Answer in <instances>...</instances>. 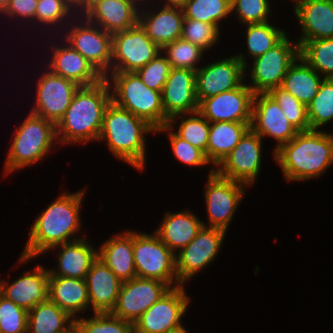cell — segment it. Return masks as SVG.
Wrapping results in <instances>:
<instances>
[{
	"mask_svg": "<svg viewBox=\"0 0 333 333\" xmlns=\"http://www.w3.org/2000/svg\"><path fill=\"white\" fill-rule=\"evenodd\" d=\"M5 157L4 176L38 164L58 143L56 124L29 111L16 127Z\"/></svg>",
	"mask_w": 333,
	"mask_h": 333,
	"instance_id": "5b68a950",
	"label": "cell"
},
{
	"mask_svg": "<svg viewBox=\"0 0 333 333\" xmlns=\"http://www.w3.org/2000/svg\"><path fill=\"white\" fill-rule=\"evenodd\" d=\"M34 267L12 282L3 281L2 296L28 312L49 300V270L41 264Z\"/></svg>",
	"mask_w": 333,
	"mask_h": 333,
	"instance_id": "cb8c5ba5",
	"label": "cell"
},
{
	"mask_svg": "<svg viewBox=\"0 0 333 333\" xmlns=\"http://www.w3.org/2000/svg\"><path fill=\"white\" fill-rule=\"evenodd\" d=\"M78 13L79 10L68 0H38L33 29L36 26V28H41L40 35L46 30L49 35L51 30L52 36L55 37L59 35V32L61 33V31H63L65 26H67L71 22V19Z\"/></svg>",
	"mask_w": 333,
	"mask_h": 333,
	"instance_id": "836d02e7",
	"label": "cell"
},
{
	"mask_svg": "<svg viewBox=\"0 0 333 333\" xmlns=\"http://www.w3.org/2000/svg\"><path fill=\"white\" fill-rule=\"evenodd\" d=\"M57 248L56 268H49V276H61L85 279L90 266L97 258V247L90 244L85 237L50 248L54 252Z\"/></svg>",
	"mask_w": 333,
	"mask_h": 333,
	"instance_id": "4316f807",
	"label": "cell"
},
{
	"mask_svg": "<svg viewBox=\"0 0 333 333\" xmlns=\"http://www.w3.org/2000/svg\"><path fill=\"white\" fill-rule=\"evenodd\" d=\"M152 4L154 3L150 4L148 0L142 1L138 24L150 39L162 49L166 44L181 38L184 12L181 5L161 4L160 6L158 4L155 10V6Z\"/></svg>",
	"mask_w": 333,
	"mask_h": 333,
	"instance_id": "ffe728a7",
	"label": "cell"
},
{
	"mask_svg": "<svg viewBox=\"0 0 333 333\" xmlns=\"http://www.w3.org/2000/svg\"><path fill=\"white\" fill-rule=\"evenodd\" d=\"M299 55L323 78H333V38L308 40Z\"/></svg>",
	"mask_w": 333,
	"mask_h": 333,
	"instance_id": "74e56055",
	"label": "cell"
},
{
	"mask_svg": "<svg viewBox=\"0 0 333 333\" xmlns=\"http://www.w3.org/2000/svg\"><path fill=\"white\" fill-rule=\"evenodd\" d=\"M86 187L74 193L63 191L33 221L28 241L16 265L25 264L59 244L83 238L81 231V206ZM18 263V264H17Z\"/></svg>",
	"mask_w": 333,
	"mask_h": 333,
	"instance_id": "6da1fadb",
	"label": "cell"
},
{
	"mask_svg": "<svg viewBox=\"0 0 333 333\" xmlns=\"http://www.w3.org/2000/svg\"><path fill=\"white\" fill-rule=\"evenodd\" d=\"M323 77L315 71L300 55L289 66L281 88L291 93L306 106L318 93Z\"/></svg>",
	"mask_w": 333,
	"mask_h": 333,
	"instance_id": "1f68e13d",
	"label": "cell"
},
{
	"mask_svg": "<svg viewBox=\"0 0 333 333\" xmlns=\"http://www.w3.org/2000/svg\"><path fill=\"white\" fill-rule=\"evenodd\" d=\"M298 56V42L291 40L287 34L272 49L251 60L253 65L244 66L245 79L247 74L250 77L247 85L255 94L267 93L272 88L281 87L289 66Z\"/></svg>",
	"mask_w": 333,
	"mask_h": 333,
	"instance_id": "9c48e42d",
	"label": "cell"
},
{
	"mask_svg": "<svg viewBox=\"0 0 333 333\" xmlns=\"http://www.w3.org/2000/svg\"><path fill=\"white\" fill-rule=\"evenodd\" d=\"M177 120L180 121L178 127H176ZM168 126L173 129L180 138L186 140L206 154L210 122L198 111L175 115L169 119ZM175 129H177V131Z\"/></svg>",
	"mask_w": 333,
	"mask_h": 333,
	"instance_id": "d590c367",
	"label": "cell"
},
{
	"mask_svg": "<svg viewBox=\"0 0 333 333\" xmlns=\"http://www.w3.org/2000/svg\"><path fill=\"white\" fill-rule=\"evenodd\" d=\"M3 281L4 279H0V297L2 296V292H3Z\"/></svg>",
	"mask_w": 333,
	"mask_h": 333,
	"instance_id": "f5cc1de1",
	"label": "cell"
},
{
	"mask_svg": "<svg viewBox=\"0 0 333 333\" xmlns=\"http://www.w3.org/2000/svg\"><path fill=\"white\" fill-rule=\"evenodd\" d=\"M175 333H189V331H188V329H184V330H182V331H178V332H175Z\"/></svg>",
	"mask_w": 333,
	"mask_h": 333,
	"instance_id": "db71d44e",
	"label": "cell"
},
{
	"mask_svg": "<svg viewBox=\"0 0 333 333\" xmlns=\"http://www.w3.org/2000/svg\"><path fill=\"white\" fill-rule=\"evenodd\" d=\"M141 3V0H87L79 12L90 22L113 34L138 24Z\"/></svg>",
	"mask_w": 333,
	"mask_h": 333,
	"instance_id": "7402d4cb",
	"label": "cell"
},
{
	"mask_svg": "<svg viewBox=\"0 0 333 333\" xmlns=\"http://www.w3.org/2000/svg\"><path fill=\"white\" fill-rule=\"evenodd\" d=\"M170 69L166 56L161 52L136 73L147 87L162 92Z\"/></svg>",
	"mask_w": 333,
	"mask_h": 333,
	"instance_id": "7dc6e473",
	"label": "cell"
},
{
	"mask_svg": "<svg viewBox=\"0 0 333 333\" xmlns=\"http://www.w3.org/2000/svg\"><path fill=\"white\" fill-rule=\"evenodd\" d=\"M57 38L58 40H54L55 45L52 39L51 45L48 44L49 46L45 47L48 48L47 51L49 50L51 54L46 59L48 63H43V67L48 68L56 75L76 82L79 86H92L104 79L86 58L67 42H62L59 39L60 35H57Z\"/></svg>",
	"mask_w": 333,
	"mask_h": 333,
	"instance_id": "44dd1931",
	"label": "cell"
},
{
	"mask_svg": "<svg viewBox=\"0 0 333 333\" xmlns=\"http://www.w3.org/2000/svg\"><path fill=\"white\" fill-rule=\"evenodd\" d=\"M49 300L74 319L91 310L85 279L49 276Z\"/></svg>",
	"mask_w": 333,
	"mask_h": 333,
	"instance_id": "f546056e",
	"label": "cell"
},
{
	"mask_svg": "<svg viewBox=\"0 0 333 333\" xmlns=\"http://www.w3.org/2000/svg\"><path fill=\"white\" fill-rule=\"evenodd\" d=\"M111 101L145 120L155 130L168 125L162 105V92L147 87L136 72H112L105 78Z\"/></svg>",
	"mask_w": 333,
	"mask_h": 333,
	"instance_id": "8992f818",
	"label": "cell"
},
{
	"mask_svg": "<svg viewBox=\"0 0 333 333\" xmlns=\"http://www.w3.org/2000/svg\"><path fill=\"white\" fill-rule=\"evenodd\" d=\"M97 257L122 281H129L136 275L133 257V230H124L111 235L97 248Z\"/></svg>",
	"mask_w": 333,
	"mask_h": 333,
	"instance_id": "f1b7e54d",
	"label": "cell"
},
{
	"mask_svg": "<svg viewBox=\"0 0 333 333\" xmlns=\"http://www.w3.org/2000/svg\"><path fill=\"white\" fill-rule=\"evenodd\" d=\"M310 129L322 130L333 121V78H324L318 93L307 105Z\"/></svg>",
	"mask_w": 333,
	"mask_h": 333,
	"instance_id": "f35d334b",
	"label": "cell"
},
{
	"mask_svg": "<svg viewBox=\"0 0 333 333\" xmlns=\"http://www.w3.org/2000/svg\"><path fill=\"white\" fill-rule=\"evenodd\" d=\"M38 0H10L6 9L1 13L2 17L5 19L9 18L13 23L19 22H32L26 23L31 28H33V22L35 23V11L37 7ZM13 18V19H12ZM17 19V20H16ZM16 20V21H15ZM28 24V25H27Z\"/></svg>",
	"mask_w": 333,
	"mask_h": 333,
	"instance_id": "c3c4849f",
	"label": "cell"
},
{
	"mask_svg": "<svg viewBox=\"0 0 333 333\" xmlns=\"http://www.w3.org/2000/svg\"><path fill=\"white\" fill-rule=\"evenodd\" d=\"M10 0H0V14L6 9Z\"/></svg>",
	"mask_w": 333,
	"mask_h": 333,
	"instance_id": "816d5d0a",
	"label": "cell"
},
{
	"mask_svg": "<svg viewBox=\"0 0 333 333\" xmlns=\"http://www.w3.org/2000/svg\"><path fill=\"white\" fill-rule=\"evenodd\" d=\"M185 285L170 288L134 323L135 333H175L185 329L183 317L190 304Z\"/></svg>",
	"mask_w": 333,
	"mask_h": 333,
	"instance_id": "8fae6325",
	"label": "cell"
},
{
	"mask_svg": "<svg viewBox=\"0 0 333 333\" xmlns=\"http://www.w3.org/2000/svg\"><path fill=\"white\" fill-rule=\"evenodd\" d=\"M28 311L14 304L11 300L0 297L1 333H27Z\"/></svg>",
	"mask_w": 333,
	"mask_h": 333,
	"instance_id": "bcb514c9",
	"label": "cell"
},
{
	"mask_svg": "<svg viewBox=\"0 0 333 333\" xmlns=\"http://www.w3.org/2000/svg\"><path fill=\"white\" fill-rule=\"evenodd\" d=\"M85 280L92 313L111 312L123 282L98 257L91 264Z\"/></svg>",
	"mask_w": 333,
	"mask_h": 333,
	"instance_id": "484cf974",
	"label": "cell"
},
{
	"mask_svg": "<svg viewBox=\"0 0 333 333\" xmlns=\"http://www.w3.org/2000/svg\"><path fill=\"white\" fill-rule=\"evenodd\" d=\"M133 257L136 275L157 279L170 288L182 285L176 273L175 254L153 232L133 231Z\"/></svg>",
	"mask_w": 333,
	"mask_h": 333,
	"instance_id": "ba28073f",
	"label": "cell"
},
{
	"mask_svg": "<svg viewBox=\"0 0 333 333\" xmlns=\"http://www.w3.org/2000/svg\"><path fill=\"white\" fill-rule=\"evenodd\" d=\"M167 58L171 68L190 69L196 71L201 64V60L207 53L201 47L178 38L166 44L161 51Z\"/></svg>",
	"mask_w": 333,
	"mask_h": 333,
	"instance_id": "ab89813d",
	"label": "cell"
},
{
	"mask_svg": "<svg viewBox=\"0 0 333 333\" xmlns=\"http://www.w3.org/2000/svg\"><path fill=\"white\" fill-rule=\"evenodd\" d=\"M59 35L60 39H64L63 41L86 58L104 78L110 74L111 33L90 22L79 12Z\"/></svg>",
	"mask_w": 333,
	"mask_h": 333,
	"instance_id": "52a82bcc",
	"label": "cell"
},
{
	"mask_svg": "<svg viewBox=\"0 0 333 333\" xmlns=\"http://www.w3.org/2000/svg\"><path fill=\"white\" fill-rule=\"evenodd\" d=\"M274 160L287 182L310 181L323 176L333 165V132L298 131L274 152Z\"/></svg>",
	"mask_w": 333,
	"mask_h": 333,
	"instance_id": "7a4b0ae2",
	"label": "cell"
},
{
	"mask_svg": "<svg viewBox=\"0 0 333 333\" xmlns=\"http://www.w3.org/2000/svg\"><path fill=\"white\" fill-rule=\"evenodd\" d=\"M150 2L159 4L160 1H162V4L164 5H182L185 0H149ZM155 1V2H154ZM157 1V2H156Z\"/></svg>",
	"mask_w": 333,
	"mask_h": 333,
	"instance_id": "681fc988",
	"label": "cell"
},
{
	"mask_svg": "<svg viewBox=\"0 0 333 333\" xmlns=\"http://www.w3.org/2000/svg\"><path fill=\"white\" fill-rule=\"evenodd\" d=\"M220 30L217 25L184 18L181 38L208 52L220 41Z\"/></svg>",
	"mask_w": 333,
	"mask_h": 333,
	"instance_id": "ee69618b",
	"label": "cell"
},
{
	"mask_svg": "<svg viewBox=\"0 0 333 333\" xmlns=\"http://www.w3.org/2000/svg\"><path fill=\"white\" fill-rule=\"evenodd\" d=\"M245 30V45L247 46V52L236 53L237 58L246 66L249 62L247 56L254 59L260 55H263L268 50L272 49L278 44L286 35L287 31L283 28L275 26L270 21L259 24L244 25Z\"/></svg>",
	"mask_w": 333,
	"mask_h": 333,
	"instance_id": "e575fe53",
	"label": "cell"
},
{
	"mask_svg": "<svg viewBox=\"0 0 333 333\" xmlns=\"http://www.w3.org/2000/svg\"><path fill=\"white\" fill-rule=\"evenodd\" d=\"M74 329L75 319L50 300L28 312L27 333H70Z\"/></svg>",
	"mask_w": 333,
	"mask_h": 333,
	"instance_id": "d6a6232c",
	"label": "cell"
},
{
	"mask_svg": "<svg viewBox=\"0 0 333 333\" xmlns=\"http://www.w3.org/2000/svg\"><path fill=\"white\" fill-rule=\"evenodd\" d=\"M246 187L248 188L240 182L218 175L212 166L203 190L208 218V224L203 221V226L228 231L234 214L244 200Z\"/></svg>",
	"mask_w": 333,
	"mask_h": 333,
	"instance_id": "30bf717a",
	"label": "cell"
},
{
	"mask_svg": "<svg viewBox=\"0 0 333 333\" xmlns=\"http://www.w3.org/2000/svg\"><path fill=\"white\" fill-rule=\"evenodd\" d=\"M111 102V89L104 78L92 86H80L64 116L56 124L59 144L98 142L103 115Z\"/></svg>",
	"mask_w": 333,
	"mask_h": 333,
	"instance_id": "3957f363",
	"label": "cell"
},
{
	"mask_svg": "<svg viewBox=\"0 0 333 333\" xmlns=\"http://www.w3.org/2000/svg\"><path fill=\"white\" fill-rule=\"evenodd\" d=\"M78 333H135L134 324L114 316L110 312L93 313L92 317L75 319Z\"/></svg>",
	"mask_w": 333,
	"mask_h": 333,
	"instance_id": "60d3db41",
	"label": "cell"
},
{
	"mask_svg": "<svg viewBox=\"0 0 333 333\" xmlns=\"http://www.w3.org/2000/svg\"><path fill=\"white\" fill-rule=\"evenodd\" d=\"M162 105L169 118L198 111L196 71L171 68L162 91Z\"/></svg>",
	"mask_w": 333,
	"mask_h": 333,
	"instance_id": "d4e9b609",
	"label": "cell"
},
{
	"mask_svg": "<svg viewBox=\"0 0 333 333\" xmlns=\"http://www.w3.org/2000/svg\"><path fill=\"white\" fill-rule=\"evenodd\" d=\"M293 14L300 24L299 48L308 40L333 38V0H295Z\"/></svg>",
	"mask_w": 333,
	"mask_h": 333,
	"instance_id": "603a6c76",
	"label": "cell"
},
{
	"mask_svg": "<svg viewBox=\"0 0 333 333\" xmlns=\"http://www.w3.org/2000/svg\"><path fill=\"white\" fill-rule=\"evenodd\" d=\"M271 3L270 0H231V14L237 15L241 26L265 23L273 13Z\"/></svg>",
	"mask_w": 333,
	"mask_h": 333,
	"instance_id": "f6af8a7d",
	"label": "cell"
},
{
	"mask_svg": "<svg viewBox=\"0 0 333 333\" xmlns=\"http://www.w3.org/2000/svg\"><path fill=\"white\" fill-rule=\"evenodd\" d=\"M184 17L217 25L231 17V0H185L181 5Z\"/></svg>",
	"mask_w": 333,
	"mask_h": 333,
	"instance_id": "8d00e7d4",
	"label": "cell"
},
{
	"mask_svg": "<svg viewBox=\"0 0 333 333\" xmlns=\"http://www.w3.org/2000/svg\"><path fill=\"white\" fill-rule=\"evenodd\" d=\"M161 51L139 24L113 33L110 73L136 72Z\"/></svg>",
	"mask_w": 333,
	"mask_h": 333,
	"instance_id": "7c38bea8",
	"label": "cell"
},
{
	"mask_svg": "<svg viewBox=\"0 0 333 333\" xmlns=\"http://www.w3.org/2000/svg\"><path fill=\"white\" fill-rule=\"evenodd\" d=\"M250 128L263 139L266 137L275 139L276 145L272 148L273 160L274 152L298 133V130L285 117L278 103L267 93L254 95Z\"/></svg>",
	"mask_w": 333,
	"mask_h": 333,
	"instance_id": "d6986e66",
	"label": "cell"
},
{
	"mask_svg": "<svg viewBox=\"0 0 333 333\" xmlns=\"http://www.w3.org/2000/svg\"><path fill=\"white\" fill-rule=\"evenodd\" d=\"M169 289L166 283L157 279L134 277L124 281L110 313L134 324Z\"/></svg>",
	"mask_w": 333,
	"mask_h": 333,
	"instance_id": "2e32d148",
	"label": "cell"
},
{
	"mask_svg": "<svg viewBox=\"0 0 333 333\" xmlns=\"http://www.w3.org/2000/svg\"><path fill=\"white\" fill-rule=\"evenodd\" d=\"M251 122L210 123L206 157L216 167L250 129Z\"/></svg>",
	"mask_w": 333,
	"mask_h": 333,
	"instance_id": "4dcf8cb0",
	"label": "cell"
},
{
	"mask_svg": "<svg viewBox=\"0 0 333 333\" xmlns=\"http://www.w3.org/2000/svg\"><path fill=\"white\" fill-rule=\"evenodd\" d=\"M71 2L79 11L86 5L87 0H68Z\"/></svg>",
	"mask_w": 333,
	"mask_h": 333,
	"instance_id": "f907efd6",
	"label": "cell"
},
{
	"mask_svg": "<svg viewBox=\"0 0 333 333\" xmlns=\"http://www.w3.org/2000/svg\"><path fill=\"white\" fill-rule=\"evenodd\" d=\"M156 130L145 120L110 102L103 115L98 142H107L108 151L117 160L126 162L138 171H144L147 158L148 134Z\"/></svg>",
	"mask_w": 333,
	"mask_h": 333,
	"instance_id": "277c9868",
	"label": "cell"
},
{
	"mask_svg": "<svg viewBox=\"0 0 333 333\" xmlns=\"http://www.w3.org/2000/svg\"><path fill=\"white\" fill-rule=\"evenodd\" d=\"M41 71L40 76L34 80H37L36 93L34 92L36 95L30 112L57 124L80 86L70 79L52 73L46 67L41 68Z\"/></svg>",
	"mask_w": 333,
	"mask_h": 333,
	"instance_id": "9a60e30c",
	"label": "cell"
},
{
	"mask_svg": "<svg viewBox=\"0 0 333 333\" xmlns=\"http://www.w3.org/2000/svg\"><path fill=\"white\" fill-rule=\"evenodd\" d=\"M245 83L246 79L238 88L203 99L198 112L210 123L251 122L255 93Z\"/></svg>",
	"mask_w": 333,
	"mask_h": 333,
	"instance_id": "e0dca14e",
	"label": "cell"
},
{
	"mask_svg": "<svg viewBox=\"0 0 333 333\" xmlns=\"http://www.w3.org/2000/svg\"><path fill=\"white\" fill-rule=\"evenodd\" d=\"M226 233L227 231L220 228L203 226L197 236L175 254L176 273L182 285H186V282L215 261Z\"/></svg>",
	"mask_w": 333,
	"mask_h": 333,
	"instance_id": "5bb4252c",
	"label": "cell"
},
{
	"mask_svg": "<svg viewBox=\"0 0 333 333\" xmlns=\"http://www.w3.org/2000/svg\"><path fill=\"white\" fill-rule=\"evenodd\" d=\"M267 94L278 103L285 117L298 131L310 130L305 104L281 87L272 88Z\"/></svg>",
	"mask_w": 333,
	"mask_h": 333,
	"instance_id": "b9f144b4",
	"label": "cell"
},
{
	"mask_svg": "<svg viewBox=\"0 0 333 333\" xmlns=\"http://www.w3.org/2000/svg\"><path fill=\"white\" fill-rule=\"evenodd\" d=\"M166 133V137L170 142V146L173 152L174 158L178 160L181 164L188 165V167H200L209 166L211 162L207 159L206 154L196 148L186 140L180 138L173 129H171L168 125H165L156 130L157 134Z\"/></svg>",
	"mask_w": 333,
	"mask_h": 333,
	"instance_id": "7bdbcfd3",
	"label": "cell"
},
{
	"mask_svg": "<svg viewBox=\"0 0 333 333\" xmlns=\"http://www.w3.org/2000/svg\"><path fill=\"white\" fill-rule=\"evenodd\" d=\"M70 333H78L77 331H76V329H74L72 332H70Z\"/></svg>",
	"mask_w": 333,
	"mask_h": 333,
	"instance_id": "11a10c76",
	"label": "cell"
},
{
	"mask_svg": "<svg viewBox=\"0 0 333 333\" xmlns=\"http://www.w3.org/2000/svg\"><path fill=\"white\" fill-rule=\"evenodd\" d=\"M262 140L251 128L234 149L215 167V172L236 182L252 187L262 168Z\"/></svg>",
	"mask_w": 333,
	"mask_h": 333,
	"instance_id": "4fadbf2b",
	"label": "cell"
},
{
	"mask_svg": "<svg viewBox=\"0 0 333 333\" xmlns=\"http://www.w3.org/2000/svg\"><path fill=\"white\" fill-rule=\"evenodd\" d=\"M202 227L203 220L187 208L179 212L166 211L154 233L176 254L197 236Z\"/></svg>",
	"mask_w": 333,
	"mask_h": 333,
	"instance_id": "83f0119b",
	"label": "cell"
},
{
	"mask_svg": "<svg viewBox=\"0 0 333 333\" xmlns=\"http://www.w3.org/2000/svg\"><path fill=\"white\" fill-rule=\"evenodd\" d=\"M202 63L196 70V97L203 99L238 88L245 81L244 65L234 54L230 57Z\"/></svg>",
	"mask_w": 333,
	"mask_h": 333,
	"instance_id": "ac0fdd59",
	"label": "cell"
}]
</instances>
